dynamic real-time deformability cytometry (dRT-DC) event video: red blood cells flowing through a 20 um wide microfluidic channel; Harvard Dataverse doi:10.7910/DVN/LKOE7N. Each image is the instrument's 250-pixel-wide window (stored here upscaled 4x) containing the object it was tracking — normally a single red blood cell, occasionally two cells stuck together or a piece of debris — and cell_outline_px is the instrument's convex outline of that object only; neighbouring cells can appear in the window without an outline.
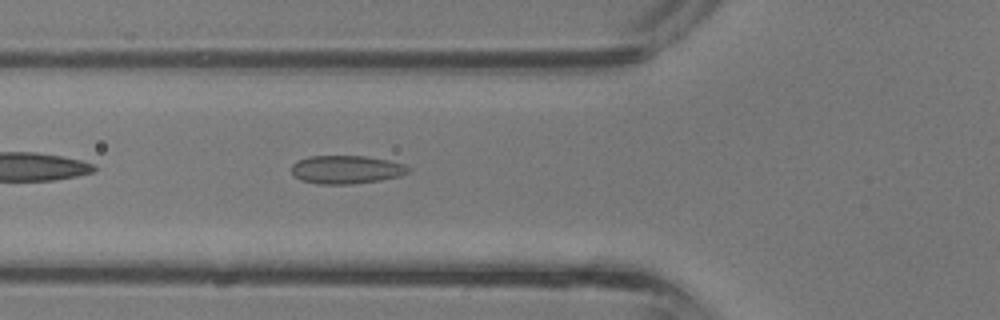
{"species": "common noctule bat (a hibernating species)", "species_latin": "Nyctalus noctula", "temperature_condition": "room temperature", "stored_images_in_passage": 10, "camera_frame_rate_fps": 3000, "um_per_image_px": 0.085, "animal": {"sex": "male", "body_mass_g": 13.3}, "frame": {"image": 1, "passage_image": 3, "time_ms": 0.667, "image_size_px": [1000, 320], "cell_outline_px": [[412, 172], [400, 176], [380, 180], [352, 184], [316, 184], [300, 180], [292, 172], [292, 164], [296, 160], [308, 156], [368, 156], [388, 160], [404, 164], [412, 168]], "centroid_in_image_um": [29.46, 14.41], "position_along_channel_um": 96.3, "area_um2": 19.54}}
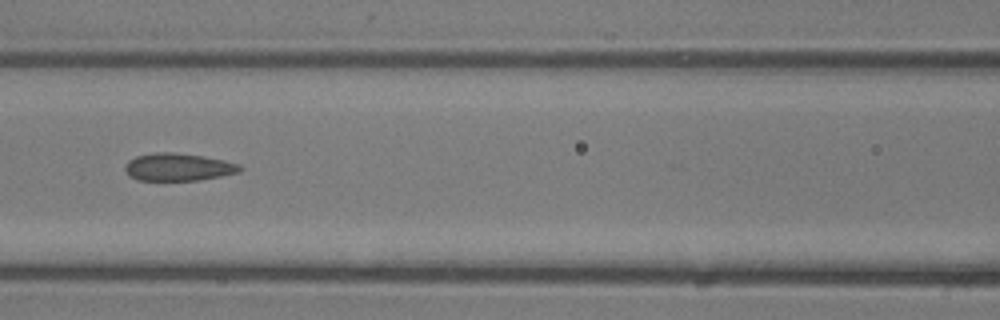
{"frame": {"image": 2, "passage_image": 6, "time_ms": 1.667, "image_size_px": [1000, 320], "cell_outline_px": [[244, 168], [240, 172], [220, 176], [196, 180], [140, 180], [128, 176], [124, 168], [124, 164], [128, 160], [136, 156], [156, 152], [172, 152], [204, 156], [224, 160], [240, 164]], "centroid_in_image_um": [15.14, 14.19], "position_along_channel_um": 151.5, "area_um2": 18.55}}
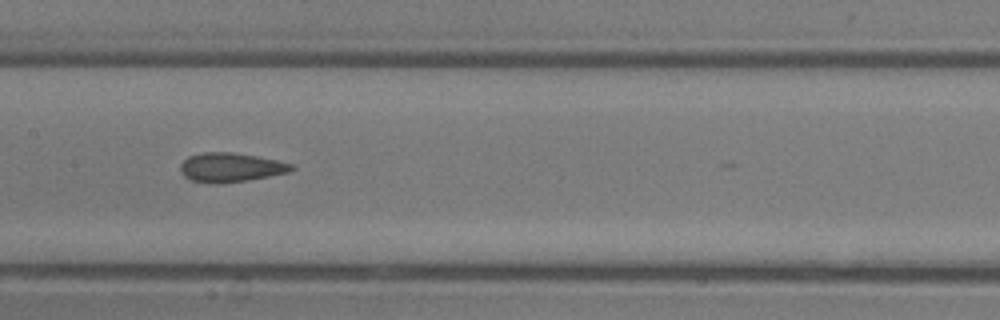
{"frame": {"image": 3, "passage_image": 8, "time_ms": 2.333, "image_size_px": [1000, 320], "cell_outline_px": [[296, 168], [288, 172], [248, 180], [216, 184], [212, 184], [192, 180], [184, 176], [180, 172], [180, 164], [188, 156], [204, 152], [232, 152], [256, 156], [276, 160], [292, 164]], "centroid_in_image_um": [19.58, 14.23], "position_along_channel_um": 187.8, "area_um2": 18.84}}